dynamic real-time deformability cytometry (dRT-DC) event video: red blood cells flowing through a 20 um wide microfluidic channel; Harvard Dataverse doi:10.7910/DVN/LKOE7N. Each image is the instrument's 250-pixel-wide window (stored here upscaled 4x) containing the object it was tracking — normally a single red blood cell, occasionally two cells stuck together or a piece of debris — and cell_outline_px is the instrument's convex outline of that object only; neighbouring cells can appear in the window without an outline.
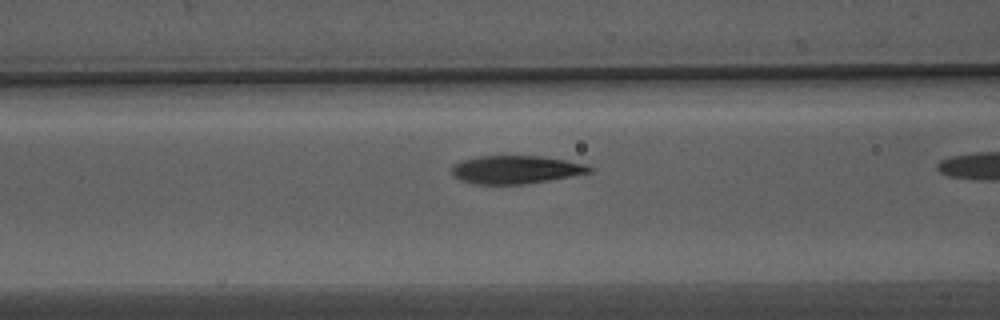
{"species": "Egyptian fruit bat (a non-hibernating species)", "species_latin": "Rousettus aegyptiacus", "temperature_condition": "warm", "stored_images_in_passage": 13, "camera_frame_rate_fps": 3000, "um_per_image_px": 0.085, "animal": {"sex": "male"}, "frame": {"image": 1, "passage_image": 11, "time_ms": 3.333, "image_size_px": [1000, 320], "cell_outline_px": [[596, 168], [592, 172], [548, 180], [520, 184], [472, 184], [460, 180], [452, 176], [452, 164], [464, 160], [480, 156], [540, 156], [588, 164]], "centroid_in_image_um": [43.84, 14.42], "position_along_channel_um": 122.8, "area_um2": 22.54}}